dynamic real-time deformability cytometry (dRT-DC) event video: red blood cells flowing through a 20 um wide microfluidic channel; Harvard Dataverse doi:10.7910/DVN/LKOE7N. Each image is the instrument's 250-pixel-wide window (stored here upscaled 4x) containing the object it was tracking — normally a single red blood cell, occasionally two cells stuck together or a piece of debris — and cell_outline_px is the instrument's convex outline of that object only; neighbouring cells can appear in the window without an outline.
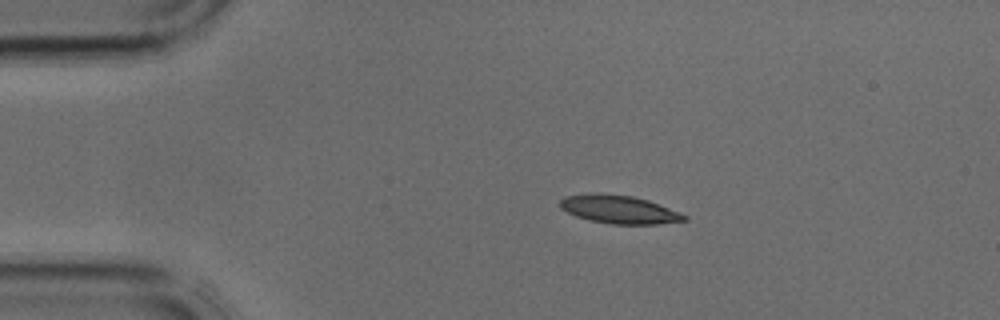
{"species": "common noctule bat (a hibernating species)", "species_latin": "Nyctalus noctula", "temperature_condition": "cold", "stored_images_in_passage": 2, "camera_frame_rate_fps": 3000, "um_per_image_px": 0.085, "animal": {"sex": "male", "body_mass_g": 17.9, "forearm_length_mm": 54.2}, "frame": {"image": 1, "passage_image": 1, "time_ms": 0.0, "image_size_px": [1000, 320], "cell_outline_px": [[688, 220], [656, 224], [612, 224], [592, 220], [576, 216], [560, 208], [560, 200], [564, 196], [596, 192], [600, 192], [632, 196], [648, 200], [680, 212], [688, 216]], "centroid_in_image_um": [52.62, 17.79], "position_along_channel_um": 32.4, "area_um2": 20.46}}